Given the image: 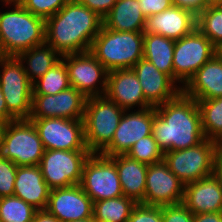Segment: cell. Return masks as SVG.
I'll list each match as a JSON object with an SVG mask.
<instances>
[{
	"mask_svg": "<svg viewBox=\"0 0 222 222\" xmlns=\"http://www.w3.org/2000/svg\"><path fill=\"white\" fill-rule=\"evenodd\" d=\"M197 29L222 52V3L213 1L197 15Z\"/></svg>",
	"mask_w": 222,
	"mask_h": 222,
	"instance_id": "f546056e",
	"label": "cell"
},
{
	"mask_svg": "<svg viewBox=\"0 0 222 222\" xmlns=\"http://www.w3.org/2000/svg\"><path fill=\"white\" fill-rule=\"evenodd\" d=\"M79 185L93 203L124 195L115 162L100 153H91L85 161Z\"/></svg>",
	"mask_w": 222,
	"mask_h": 222,
	"instance_id": "8fae6325",
	"label": "cell"
},
{
	"mask_svg": "<svg viewBox=\"0 0 222 222\" xmlns=\"http://www.w3.org/2000/svg\"><path fill=\"white\" fill-rule=\"evenodd\" d=\"M5 5L12 9L0 11V56L17 57L45 43L44 18L32 14L21 4L6 2Z\"/></svg>",
	"mask_w": 222,
	"mask_h": 222,
	"instance_id": "3957f363",
	"label": "cell"
},
{
	"mask_svg": "<svg viewBox=\"0 0 222 222\" xmlns=\"http://www.w3.org/2000/svg\"><path fill=\"white\" fill-rule=\"evenodd\" d=\"M70 222H95V221L93 218H88V219L75 220V221H70Z\"/></svg>",
	"mask_w": 222,
	"mask_h": 222,
	"instance_id": "bcb514c9",
	"label": "cell"
},
{
	"mask_svg": "<svg viewBox=\"0 0 222 222\" xmlns=\"http://www.w3.org/2000/svg\"><path fill=\"white\" fill-rule=\"evenodd\" d=\"M0 119L2 120H17L7 109L4 95L0 88Z\"/></svg>",
	"mask_w": 222,
	"mask_h": 222,
	"instance_id": "ee69618b",
	"label": "cell"
},
{
	"mask_svg": "<svg viewBox=\"0 0 222 222\" xmlns=\"http://www.w3.org/2000/svg\"><path fill=\"white\" fill-rule=\"evenodd\" d=\"M221 145L204 139L196 146L164 153L163 161L184 185L213 175V161Z\"/></svg>",
	"mask_w": 222,
	"mask_h": 222,
	"instance_id": "8992f818",
	"label": "cell"
},
{
	"mask_svg": "<svg viewBox=\"0 0 222 222\" xmlns=\"http://www.w3.org/2000/svg\"><path fill=\"white\" fill-rule=\"evenodd\" d=\"M50 190L39 165L17 166L14 196L24 200L37 210H46Z\"/></svg>",
	"mask_w": 222,
	"mask_h": 222,
	"instance_id": "603a6c76",
	"label": "cell"
},
{
	"mask_svg": "<svg viewBox=\"0 0 222 222\" xmlns=\"http://www.w3.org/2000/svg\"><path fill=\"white\" fill-rule=\"evenodd\" d=\"M152 136L163 153L186 149L206 139L197 101L182 91L154 107Z\"/></svg>",
	"mask_w": 222,
	"mask_h": 222,
	"instance_id": "6da1fadb",
	"label": "cell"
},
{
	"mask_svg": "<svg viewBox=\"0 0 222 222\" xmlns=\"http://www.w3.org/2000/svg\"><path fill=\"white\" fill-rule=\"evenodd\" d=\"M197 28V16L190 10L172 6L161 13L146 17L144 34H159L174 41Z\"/></svg>",
	"mask_w": 222,
	"mask_h": 222,
	"instance_id": "ffe728a7",
	"label": "cell"
},
{
	"mask_svg": "<svg viewBox=\"0 0 222 222\" xmlns=\"http://www.w3.org/2000/svg\"><path fill=\"white\" fill-rule=\"evenodd\" d=\"M44 146L34 124L28 119L8 123L0 153L16 166L39 165Z\"/></svg>",
	"mask_w": 222,
	"mask_h": 222,
	"instance_id": "52a82bcc",
	"label": "cell"
},
{
	"mask_svg": "<svg viewBox=\"0 0 222 222\" xmlns=\"http://www.w3.org/2000/svg\"><path fill=\"white\" fill-rule=\"evenodd\" d=\"M17 166L0 153V197L14 195Z\"/></svg>",
	"mask_w": 222,
	"mask_h": 222,
	"instance_id": "e575fe53",
	"label": "cell"
},
{
	"mask_svg": "<svg viewBox=\"0 0 222 222\" xmlns=\"http://www.w3.org/2000/svg\"><path fill=\"white\" fill-rule=\"evenodd\" d=\"M1 2H3L2 4H5V3H6V0H1Z\"/></svg>",
	"mask_w": 222,
	"mask_h": 222,
	"instance_id": "681fc988",
	"label": "cell"
},
{
	"mask_svg": "<svg viewBox=\"0 0 222 222\" xmlns=\"http://www.w3.org/2000/svg\"><path fill=\"white\" fill-rule=\"evenodd\" d=\"M86 101L87 97L74 87L55 95H32L28 119H83Z\"/></svg>",
	"mask_w": 222,
	"mask_h": 222,
	"instance_id": "5bb4252c",
	"label": "cell"
},
{
	"mask_svg": "<svg viewBox=\"0 0 222 222\" xmlns=\"http://www.w3.org/2000/svg\"><path fill=\"white\" fill-rule=\"evenodd\" d=\"M124 111L105 95L87 98L83 123L91 153H101L111 143Z\"/></svg>",
	"mask_w": 222,
	"mask_h": 222,
	"instance_id": "5b68a950",
	"label": "cell"
},
{
	"mask_svg": "<svg viewBox=\"0 0 222 222\" xmlns=\"http://www.w3.org/2000/svg\"><path fill=\"white\" fill-rule=\"evenodd\" d=\"M0 88L8 111L16 119H28L33 95L32 82L27 78L17 57L0 56Z\"/></svg>",
	"mask_w": 222,
	"mask_h": 222,
	"instance_id": "ba28073f",
	"label": "cell"
},
{
	"mask_svg": "<svg viewBox=\"0 0 222 222\" xmlns=\"http://www.w3.org/2000/svg\"><path fill=\"white\" fill-rule=\"evenodd\" d=\"M145 20L138 0H117L103 18V26L120 32H143Z\"/></svg>",
	"mask_w": 222,
	"mask_h": 222,
	"instance_id": "d4e9b609",
	"label": "cell"
},
{
	"mask_svg": "<svg viewBox=\"0 0 222 222\" xmlns=\"http://www.w3.org/2000/svg\"><path fill=\"white\" fill-rule=\"evenodd\" d=\"M219 52L197 28L176 40L173 52L174 82L182 89L189 79Z\"/></svg>",
	"mask_w": 222,
	"mask_h": 222,
	"instance_id": "9c48e42d",
	"label": "cell"
},
{
	"mask_svg": "<svg viewBox=\"0 0 222 222\" xmlns=\"http://www.w3.org/2000/svg\"><path fill=\"white\" fill-rule=\"evenodd\" d=\"M163 222H194V214L183 204L162 206Z\"/></svg>",
	"mask_w": 222,
	"mask_h": 222,
	"instance_id": "8d00e7d4",
	"label": "cell"
},
{
	"mask_svg": "<svg viewBox=\"0 0 222 222\" xmlns=\"http://www.w3.org/2000/svg\"><path fill=\"white\" fill-rule=\"evenodd\" d=\"M61 57L62 56L47 43L32 47L17 56L23 64L27 78L32 83L56 65V63L61 60Z\"/></svg>",
	"mask_w": 222,
	"mask_h": 222,
	"instance_id": "4316f807",
	"label": "cell"
},
{
	"mask_svg": "<svg viewBox=\"0 0 222 222\" xmlns=\"http://www.w3.org/2000/svg\"><path fill=\"white\" fill-rule=\"evenodd\" d=\"M30 120L45 150H88L83 119L42 118Z\"/></svg>",
	"mask_w": 222,
	"mask_h": 222,
	"instance_id": "4fadbf2b",
	"label": "cell"
},
{
	"mask_svg": "<svg viewBox=\"0 0 222 222\" xmlns=\"http://www.w3.org/2000/svg\"><path fill=\"white\" fill-rule=\"evenodd\" d=\"M126 155L147 165L159 163L164 158V153L152 134L138 140Z\"/></svg>",
	"mask_w": 222,
	"mask_h": 222,
	"instance_id": "d6a6232c",
	"label": "cell"
},
{
	"mask_svg": "<svg viewBox=\"0 0 222 222\" xmlns=\"http://www.w3.org/2000/svg\"><path fill=\"white\" fill-rule=\"evenodd\" d=\"M184 183L161 161L148 165L144 204L168 206L182 203Z\"/></svg>",
	"mask_w": 222,
	"mask_h": 222,
	"instance_id": "2e32d148",
	"label": "cell"
},
{
	"mask_svg": "<svg viewBox=\"0 0 222 222\" xmlns=\"http://www.w3.org/2000/svg\"><path fill=\"white\" fill-rule=\"evenodd\" d=\"M103 26V19L77 0L45 20V43L61 56L88 52Z\"/></svg>",
	"mask_w": 222,
	"mask_h": 222,
	"instance_id": "7a4b0ae2",
	"label": "cell"
},
{
	"mask_svg": "<svg viewBox=\"0 0 222 222\" xmlns=\"http://www.w3.org/2000/svg\"><path fill=\"white\" fill-rule=\"evenodd\" d=\"M128 222H163L162 207L137 203L131 211Z\"/></svg>",
	"mask_w": 222,
	"mask_h": 222,
	"instance_id": "d590c367",
	"label": "cell"
},
{
	"mask_svg": "<svg viewBox=\"0 0 222 222\" xmlns=\"http://www.w3.org/2000/svg\"><path fill=\"white\" fill-rule=\"evenodd\" d=\"M61 59L67 67L71 87L87 98L105 94L109 71L89 51L66 54Z\"/></svg>",
	"mask_w": 222,
	"mask_h": 222,
	"instance_id": "7c38bea8",
	"label": "cell"
},
{
	"mask_svg": "<svg viewBox=\"0 0 222 222\" xmlns=\"http://www.w3.org/2000/svg\"><path fill=\"white\" fill-rule=\"evenodd\" d=\"M32 222H60L55 216L47 210H37Z\"/></svg>",
	"mask_w": 222,
	"mask_h": 222,
	"instance_id": "7bdbcfd3",
	"label": "cell"
},
{
	"mask_svg": "<svg viewBox=\"0 0 222 222\" xmlns=\"http://www.w3.org/2000/svg\"><path fill=\"white\" fill-rule=\"evenodd\" d=\"M143 32H120L102 26L89 52L108 70L132 68L143 59Z\"/></svg>",
	"mask_w": 222,
	"mask_h": 222,
	"instance_id": "277c9868",
	"label": "cell"
},
{
	"mask_svg": "<svg viewBox=\"0 0 222 222\" xmlns=\"http://www.w3.org/2000/svg\"><path fill=\"white\" fill-rule=\"evenodd\" d=\"M145 17L158 14L173 6L172 0H138Z\"/></svg>",
	"mask_w": 222,
	"mask_h": 222,
	"instance_id": "74e56055",
	"label": "cell"
},
{
	"mask_svg": "<svg viewBox=\"0 0 222 222\" xmlns=\"http://www.w3.org/2000/svg\"><path fill=\"white\" fill-rule=\"evenodd\" d=\"M214 2L222 3V0H213Z\"/></svg>",
	"mask_w": 222,
	"mask_h": 222,
	"instance_id": "c3c4849f",
	"label": "cell"
},
{
	"mask_svg": "<svg viewBox=\"0 0 222 222\" xmlns=\"http://www.w3.org/2000/svg\"><path fill=\"white\" fill-rule=\"evenodd\" d=\"M97 13L102 19L109 13L117 0H77Z\"/></svg>",
	"mask_w": 222,
	"mask_h": 222,
	"instance_id": "f35d334b",
	"label": "cell"
},
{
	"mask_svg": "<svg viewBox=\"0 0 222 222\" xmlns=\"http://www.w3.org/2000/svg\"><path fill=\"white\" fill-rule=\"evenodd\" d=\"M116 164L124 196L136 203L144 204L148 165L130 158L126 154L110 157Z\"/></svg>",
	"mask_w": 222,
	"mask_h": 222,
	"instance_id": "cb8c5ba5",
	"label": "cell"
},
{
	"mask_svg": "<svg viewBox=\"0 0 222 222\" xmlns=\"http://www.w3.org/2000/svg\"><path fill=\"white\" fill-rule=\"evenodd\" d=\"M24 0H6V2L11 4H21Z\"/></svg>",
	"mask_w": 222,
	"mask_h": 222,
	"instance_id": "7dc6e473",
	"label": "cell"
},
{
	"mask_svg": "<svg viewBox=\"0 0 222 222\" xmlns=\"http://www.w3.org/2000/svg\"><path fill=\"white\" fill-rule=\"evenodd\" d=\"M202 129L207 139L222 144V97L197 100Z\"/></svg>",
	"mask_w": 222,
	"mask_h": 222,
	"instance_id": "f1b7e54d",
	"label": "cell"
},
{
	"mask_svg": "<svg viewBox=\"0 0 222 222\" xmlns=\"http://www.w3.org/2000/svg\"><path fill=\"white\" fill-rule=\"evenodd\" d=\"M143 58L174 81L173 52L175 41L159 34H144Z\"/></svg>",
	"mask_w": 222,
	"mask_h": 222,
	"instance_id": "484cf974",
	"label": "cell"
},
{
	"mask_svg": "<svg viewBox=\"0 0 222 222\" xmlns=\"http://www.w3.org/2000/svg\"><path fill=\"white\" fill-rule=\"evenodd\" d=\"M89 150H45L39 168L50 189L79 185Z\"/></svg>",
	"mask_w": 222,
	"mask_h": 222,
	"instance_id": "30bf717a",
	"label": "cell"
},
{
	"mask_svg": "<svg viewBox=\"0 0 222 222\" xmlns=\"http://www.w3.org/2000/svg\"><path fill=\"white\" fill-rule=\"evenodd\" d=\"M69 0H24L21 5L32 14L45 20L58 13Z\"/></svg>",
	"mask_w": 222,
	"mask_h": 222,
	"instance_id": "836d02e7",
	"label": "cell"
},
{
	"mask_svg": "<svg viewBox=\"0 0 222 222\" xmlns=\"http://www.w3.org/2000/svg\"><path fill=\"white\" fill-rule=\"evenodd\" d=\"M213 176L222 187V148H220L213 161Z\"/></svg>",
	"mask_w": 222,
	"mask_h": 222,
	"instance_id": "b9f144b4",
	"label": "cell"
},
{
	"mask_svg": "<svg viewBox=\"0 0 222 222\" xmlns=\"http://www.w3.org/2000/svg\"><path fill=\"white\" fill-rule=\"evenodd\" d=\"M135 111H124L111 143L100 154L107 157L127 154L138 140L152 134L154 107Z\"/></svg>",
	"mask_w": 222,
	"mask_h": 222,
	"instance_id": "9a60e30c",
	"label": "cell"
},
{
	"mask_svg": "<svg viewBox=\"0 0 222 222\" xmlns=\"http://www.w3.org/2000/svg\"><path fill=\"white\" fill-rule=\"evenodd\" d=\"M32 85L33 95H55L71 87L65 62L61 59Z\"/></svg>",
	"mask_w": 222,
	"mask_h": 222,
	"instance_id": "4dcf8cb0",
	"label": "cell"
},
{
	"mask_svg": "<svg viewBox=\"0 0 222 222\" xmlns=\"http://www.w3.org/2000/svg\"><path fill=\"white\" fill-rule=\"evenodd\" d=\"M212 2L213 0H172L173 6L190 10L196 16Z\"/></svg>",
	"mask_w": 222,
	"mask_h": 222,
	"instance_id": "ab89813d",
	"label": "cell"
},
{
	"mask_svg": "<svg viewBox=\"0 0 222 222\" xmlns=\"http://www.w3.org/2000/svg\"><path fill=\"white\" fill-rule=\"evenodd\" d=\"M194 222H222V212L194 214Z\"/></svg>",
	"mask_w": 222,
	"mask_h": 222,
	"instance_id": "60d3db41",
	"label": "cell"
},
{
	"mask_svg": "<svg viewBox=\"0 0 222 222\" xmlns=\"http://www.w3.org/2000/svg\"><path fill=\"white\" fill-rule=\"evenodd\" d=\"M37 209L16 196L0 197V222H32Z\"/></svg>",
	"mask_w": 222,
	"mask_h": 222,
	"instance_id": "1f68e13d",
	"label": "cell"
},
{
	"mask_svg": "<svg viewBox=\"0 0 222 222\" xmlns=\"http://www.w3.org/2000/svg\"><path fill=\"white\" fill-rule=\"evenodd\" d=\"M146 101L156 107L174 99L182 89L166 74L145 60H139L133 67Z\"/></svg>",
	"mask_w": 222,
	"mask_h": 222,
	"instance_id": "d6986e66",
	"label": "cell"
},
{
	"mask_svg": "<svg viewBox=\"0 0 222 222\" xmlns=\"http://www.w3.org/2000/svg\"><path fill=\"white\" fill-rule=\"evenodd\" d=\"M124 110H139L152 107L144 98L140 82L132 68L115 69L108 72L104 94Z\"/></svg>",
	"mask_w": 222,
	"mask_h": 222,
	"instance_id": "ac0fdd59",
	"label": "cell"
},
{
	"mask_svg": "<svg viewBox=\"0 0 222 222\" xmlns=\"http://www.w3.org/2000/svg\"><path fill=\"white\" fill-rule=\"evenodd\" d=\"M182 203L193 213L222 212V187L210 175L185 185Z\"/></svg>",
	"mask_w": 222,
	"mask_h": 222,
	"instance_id": "7402d4cb",
	"label": "cell"
},
{
	"mask_svg": "<svg viewBox=\"0 0 222 222\" xmlns=\"http://www.w3.org/2000/svg\"><path fill=\"white\" fill-rule=\"evenodd\" d=\"M46 210L60 222L93 218V201L80 185L50 190Z\"/></svg>",
	"mask_w": 222,
	"mask_h": 222,
	"instance_id": "e0dca14e",
	"label": "cell"
},
{
	"mask_svg": "<svg viewBox=\"0 0 222 222\" xmlns=\"http://www.w3.org/2000/svg\"><path fill=\"white\" fill-rule=\"evenodd\" d=\"M137 203L129 197L121 196L93 203L95 222H128L131 211Z\"/></svg>",
	"mask_w": 222,
	"mask_h": 222,
	"instance_id": "83f0119b",
	"label": "cell"
},
{
	"mask_svg": "<svg viewBox=\"0 0 222 222\" xmlns=\"http://www.w3.org/2000/svg\"><path fill=\"white\" fill-rule=\"evenodd\" d=\"M11 121H14V120H2V119H0V148H1V145H2V140L4 138V133H5V130L7 128V125Z\"/></svg>",
	"mask_w": 222,
	"mask_h": 222,
	"instance_id": "f6af8a7d",
	"label": "cell"
},
{
	"mask_svg": "<svg viewBox=\"0 0 222 222\" xmlns=\"http://www.w3.org/2000/svg\"><path fill=\"white\" fill-rule=\"evenodd\" d=\"M182 92L196 101L222 97V52L207 61L182 87Z\"/></svg>",
	"mask_w": 222,
	"mask_h": 222,
	"instance_id": "44dd1931",
	"label": "cell"
}]
</instances>
